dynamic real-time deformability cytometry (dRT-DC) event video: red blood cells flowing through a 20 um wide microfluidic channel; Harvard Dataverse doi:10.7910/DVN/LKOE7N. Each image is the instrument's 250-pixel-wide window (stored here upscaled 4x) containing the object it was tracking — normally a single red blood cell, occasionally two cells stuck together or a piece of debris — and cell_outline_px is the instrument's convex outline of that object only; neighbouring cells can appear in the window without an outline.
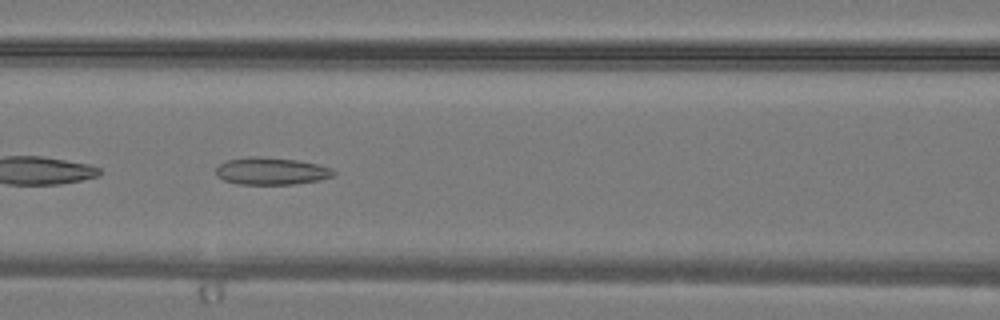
{"species": "common noctule bat (a hibernating species)", "species_latin": "Nyctalus noctula", "temperature_condition": "warm", "stored_images_in_passage": 34, "camera_frame_rate_fps": 3000, "um_per_image_px": 0.085, "animal": {"sex": "male", "body_mass_g": 19.2, "forearm_length_mm": 51.8}, "frame": {"image": 1, "passage_image": 15, "time_ms": 4.667, "image_size_px": [1000, 320], "cell_outline_px": [[336, 172], [332, 176], [320, 180], [292, 184], [236, 184], [224, 180], [216, 176], [216, 168], [220, 164], [228, 160], [248, 156], [256, 156], [296, 160], [316, 164], [332, 168]], "centroid_in_image_um": [23.04, 14.54], "position_along_channel_um": 143.6, "area_um2": 18.61}}
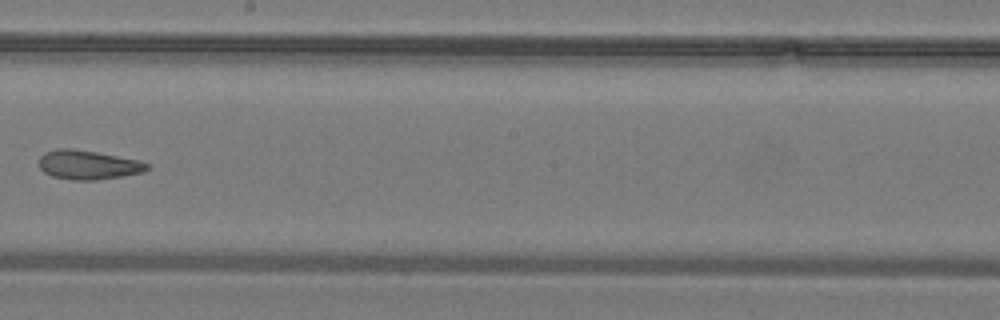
{"frame": {"image": 2, "passage_image": 20, "time_ms": 6.333, "image_size_px": [1000, 320], "cell_outline_px": [[152, 168], [144, 172], [96, 180], [72, 180], [52, 176], [44, 172], [40, 168], [40, 156], [44, 152], [56, 148], [72, 148], [96, 152], [140, 160], [152, 164]], "centroid_in_image_um": [7.53, 14.0], "position_along_channel_um": 240.7, "area_um2": 18.55}}